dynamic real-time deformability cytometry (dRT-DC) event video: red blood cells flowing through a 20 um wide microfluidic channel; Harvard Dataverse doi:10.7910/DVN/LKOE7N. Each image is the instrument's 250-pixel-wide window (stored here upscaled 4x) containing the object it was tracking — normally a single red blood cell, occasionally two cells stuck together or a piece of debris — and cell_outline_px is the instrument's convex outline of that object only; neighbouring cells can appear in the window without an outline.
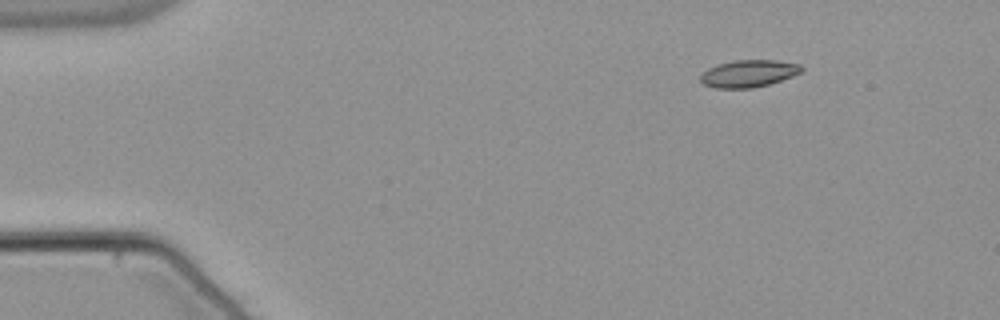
{"species": "common noctule bat (a hibernating species)", "species_latin": "Nyctalus noctula", "temperature_condition": "warm", "stored_images_in_passage": 48, "camera_frame_rate_fps": 3000, "um_per_image_px": 0.085, "animal": {"sex": "male", "body_mass_g": 21.5, "forearm_length_mm": 52.0}, "frame": {"image": 1, "passage_image": 1, "time_ms": 0.0, "image_size_px": [1000, 320], "cell_outline_px": [[804, 72], [768, 84], [752, 88], [716, 88], [704, 84], [700, 80], [700, 76], [708, 68], [720, 64], [736, 60], [776, 60], [800, 64], [804, 68]], "centroid_in_image_um": [63.67, 6.24], "position_along_channel_um": 21.3, "area_um2": 15.9}}
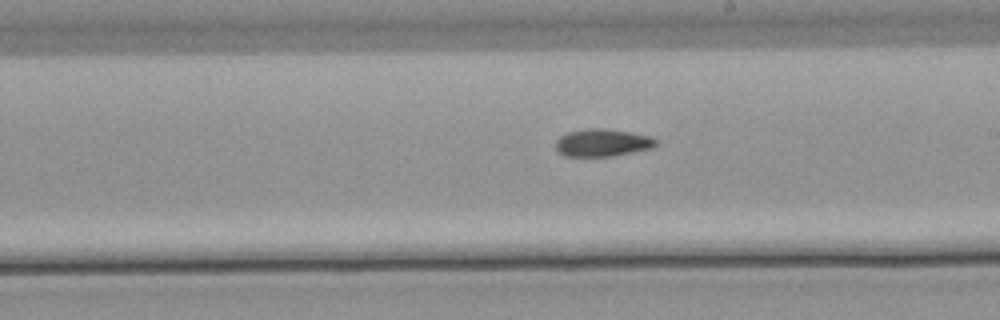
{"frame": {"image": 2, "passage_image": 25, "time_ms": 8.0, "image_size_px": [1000, 320], "cell_outline_px": [[656, 144], [652, 148], [612, 156], [564, 156], [556, 148], [556, 140], [560, 136], [568, 132], [584, 128], [604, 128], [652, 136], [656, 140]], "centroid_in_image_um": [51.19, 12.12], "position_along_channel_um": 237.8, "area_um2": 16.01}}
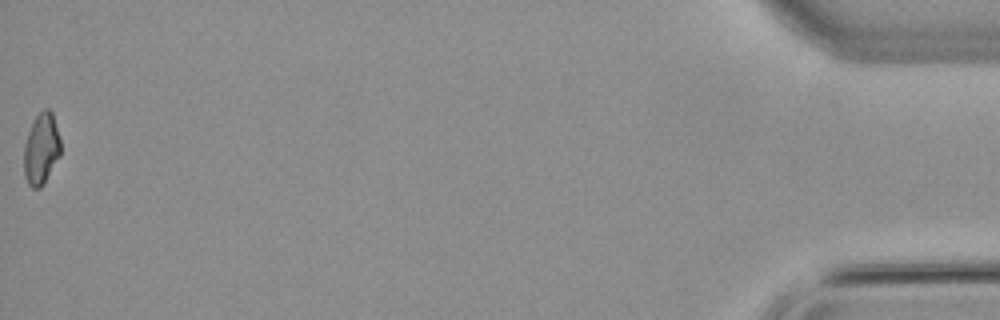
{"frame": {"image": 3, "passage_image": 48, "time_ms": 15.667, "image_size_px": [1000, 320], "cell_outline_px": [[60, 156], [44, 184], [40, 188], [32, 188], [28, 184], [24, 176], [24, 144], [28, 132], [36, 116], [44, 108], [48, 108], [52, 112], [60, 140]], "centroid_in_image_um": [3.5, 12.68], "position_along_channel_um": 431.7, "area_um2": 15.26}, "authors_computed_cell_mechanics": {"area_um2": 15.9239, "velocity_mm_per_s": 3.8243, "shape_relaxation_time_tau1_ms": null, "shape_relaxation_time_tau2_ms": 5.7795, "deformation_change_tau1": null, "deformation_change_tau2": 0.1114}}